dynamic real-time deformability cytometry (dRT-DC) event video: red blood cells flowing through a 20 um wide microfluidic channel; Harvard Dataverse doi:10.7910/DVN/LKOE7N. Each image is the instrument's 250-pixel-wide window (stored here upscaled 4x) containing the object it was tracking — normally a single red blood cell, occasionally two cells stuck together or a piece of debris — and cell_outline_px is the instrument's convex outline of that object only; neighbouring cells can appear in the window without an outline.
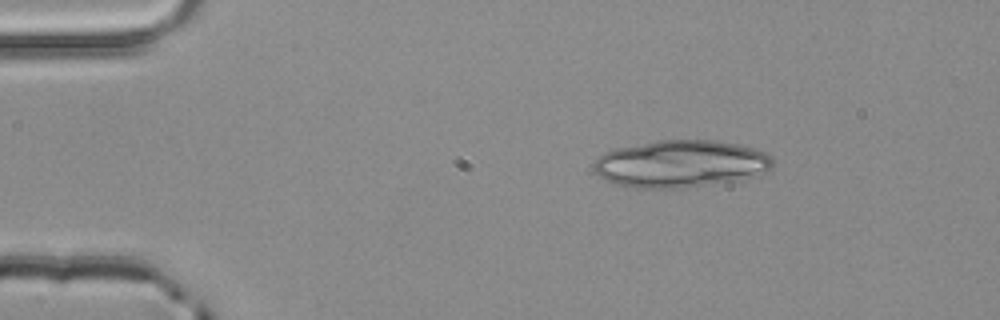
{"species": "common noctule bat (a hibernating species)", "species_latin": "Nyctalus noctula", "temperature_condition": "room temperature", "stored_images_in_passage": 3, "camera_frame_rate_fps": 3000, "um_per_image_px": 0.085, "animal": {"sex": "male", "body_mass_g": 20.4}, "frame": {"image": 1, "passage_image": 2, "time_ms": 0.333, "image_size_px": [1000, 320], "cell_outline_px": [[772, 168], [752, 176], [736, 180], [684, 188], [636, 188], [616, 184], [604, 180], [592, 168], [596, 160], [604, 152], [616, 148], [656, 140], [716, 140], [736, 144], [752, 148], [764, 152], [772, 160]], "centroid_in_image_um": [57.8, 13.92], "position_along_channel_um": 27.2, "area_um2": 49.01}}